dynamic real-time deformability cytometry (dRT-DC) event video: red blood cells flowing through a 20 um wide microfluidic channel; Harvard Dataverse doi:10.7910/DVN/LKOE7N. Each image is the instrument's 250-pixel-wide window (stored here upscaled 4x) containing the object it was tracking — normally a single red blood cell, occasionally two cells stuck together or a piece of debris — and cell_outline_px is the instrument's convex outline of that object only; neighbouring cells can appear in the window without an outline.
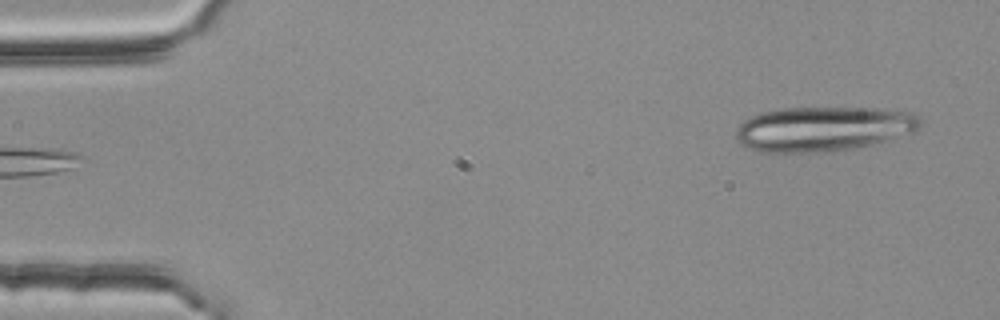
{"species": "common noctule bat (a hibernating species)", "species_latin": "Nyctalus noctula", "temperature_condition": "room temperature", "stored_images_in_passage": 3, "segment_of_instrument_passage": [2, 2], "camera_frame_rate_fps": 3000, "um_per_image_px": 0.085, "animal": {"sex": "female", "body_mass_g": 25.1}, "frame": {"image": 1, "passage_image": 3, "time_ms": 0.667, "image_size_px": [1000, 320], "cell_outline_px": [[920, 124], [912, 132], [888, 140], [872, 144], [852, 148], [816, 152], [760, 152], [740, 144], [736, 136], [736, 128], [744, 120], [760, 112], [784, 108], [876, 108], [916, 112], [920, 116]], "centroid_in_image_um": [69.97, 10.94], "position_along_channel_um": 15.0, "area_um2": 47.92}}